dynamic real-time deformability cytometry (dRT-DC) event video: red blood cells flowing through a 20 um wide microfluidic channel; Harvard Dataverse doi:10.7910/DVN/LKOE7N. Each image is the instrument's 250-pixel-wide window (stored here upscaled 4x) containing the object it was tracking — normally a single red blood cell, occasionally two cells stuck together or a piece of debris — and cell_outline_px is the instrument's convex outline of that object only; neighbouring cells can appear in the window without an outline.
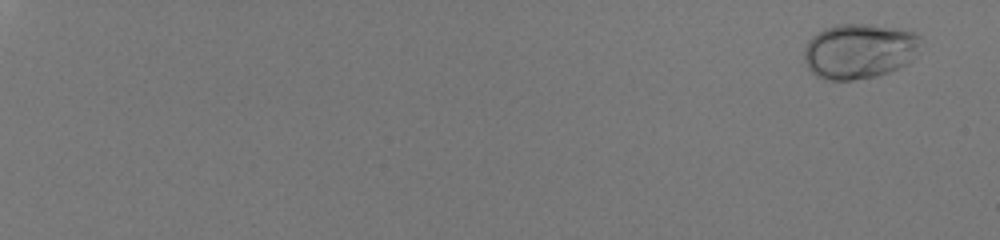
{"species": "human", "species_latin": "Homo sapiens", "temperature_condition": "room temperature", "stored_images_in_passage": 55, "camera_frame_rate_fps": 3000, "um_per_image_px": 0.085, "donor": {"sex": "male"}, "frame": {"image": 1, "passage_image": 1, "time_ms": 0.0, "image_size_px": [1000, 240], "cell_outline_px": [[920, 36], [916, 56], [908, 64], [888, 72], [876, 76], [852, 80], [824, 80], [816, 76], [808, 68], [804, 60], [804, 48], [808, 40], [812, 36], [824, 28], [836, 24], [868, 24], [896, 28], [916, 32]], "centroid_in_image_um": [73.02, 4.34], "position_along_channel_um": 12.0, "area_um2": 37.74}}
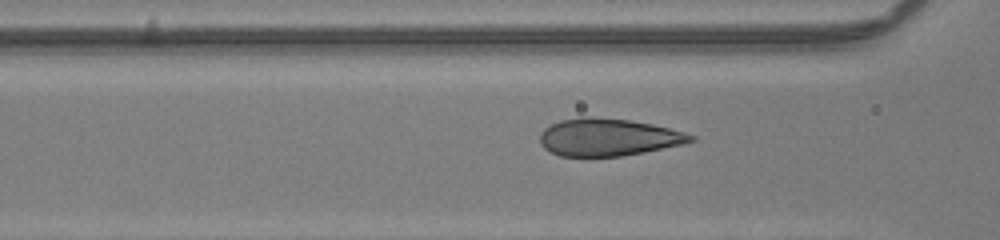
{"frame": {"image": 2, "passage_image": 28, "time_ms": 9.0, "image_size_px": [1000, 240], "cell_outline_px": [[696, 140], [684, 144], [644, 152], [620, 156], [560, 156], [544, 148], [540, 144], [540, 132], [544, 128], [560, 120], [580, 116], [588, 116], [628, 120], [652, 124], [684, 132], [696, 136]], "centroid_in_image_um": [51.69, 11.66], "position_along_channel_um": 114.9, "area_um2": 32.89}}
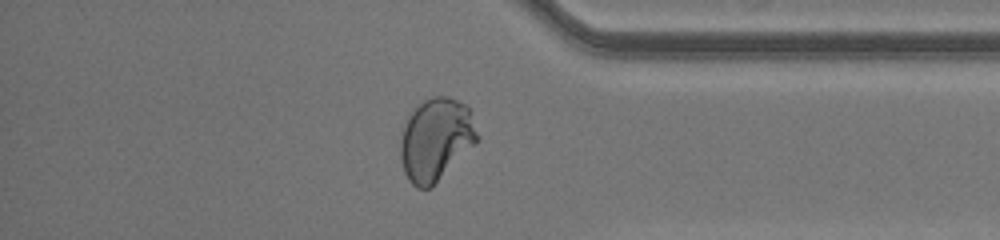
{"frame": {"image": 3, "passage_image": 49, "time_ms": 16.0, "image_size_px": [1000, 240], "cell_outline_px": [[480, 140], [432, 188], [416, 188], [408, 180], [404, 172], [400, 160], [400, 140], [404, 124], [408, 112], [424, 100], [432, 96], [448, 96], [468, 104], [480, 136]], "centroid_in_image_um": [37.06, 11.84], "position_along_channel_um": 398.1, "area_um2": 38.03}, "authors_computed_cell_mechanics": {"area_um2": 33.3506, "velocity_mm_per_s": 4.1109, "shape_relaxation_time_tau1_ms": 2.7481, "shape_relaxation_time_tau2_ms": null, "deformation_change_tau1": 0.1642, "deformation_change_tau2": null}}